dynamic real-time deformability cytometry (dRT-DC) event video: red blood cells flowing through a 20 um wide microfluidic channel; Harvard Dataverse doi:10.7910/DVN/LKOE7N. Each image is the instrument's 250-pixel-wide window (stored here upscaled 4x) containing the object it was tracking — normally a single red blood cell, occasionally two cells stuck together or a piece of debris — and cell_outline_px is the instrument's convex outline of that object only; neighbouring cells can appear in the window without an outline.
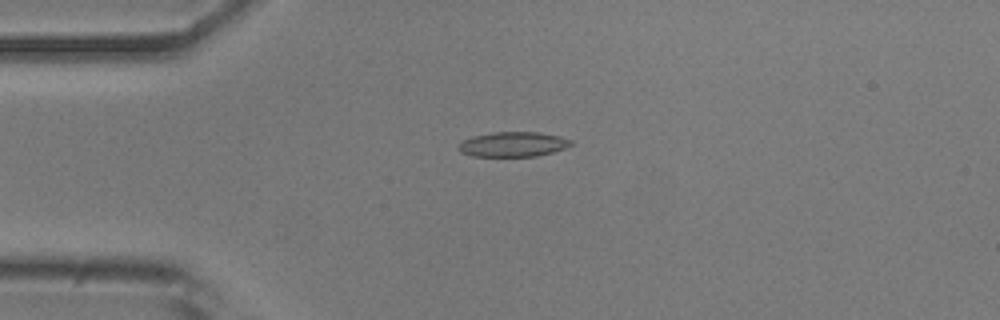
{"species": "common noctule bat (a hibernating species)", "species_latin": "Nyctalus noctula", "temperature_condition": "room temperature", "stored_images_in_passage": 46, "camera_frame_rate_fps": 3000, "um_per_image_px": 0.085, "animal": {"sex": "male", "body_mass_g": 20.5, "forearm_length_mm": 52.5}, "frame": {"image": 1, "passage_image": 12, "time_ms": 3.667, "image_size_px": [1000, 320], "cell_outline_px": [[572, 144], [564, 148], [552, 152], [536, 156], [472, 156], [460, 152], [460, 144], [464, 140], [472, 136], [492, 132], [536, 132], [560, 136], [572, 140]], "centroid_in_image_um": [43.62, 12.26], "position_along_channel_um": 41.4, "area_um2": 16.13}}
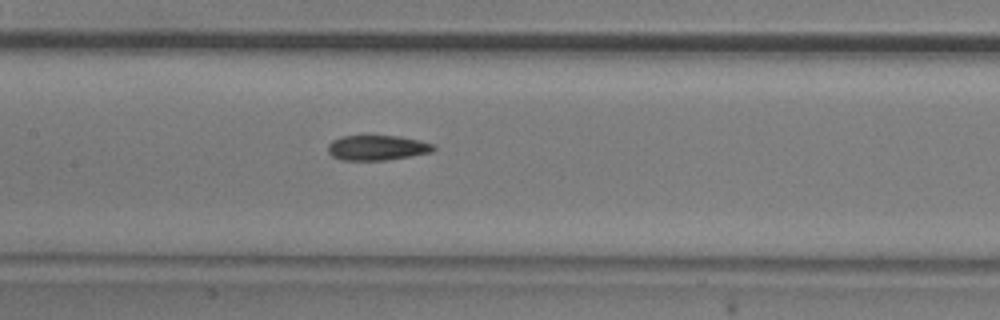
{"frame": {"image": 2, "passage_image": 24, "time_ms": 7.667, "image_size_px": [1000, 320], "cell_outline_px": [[436, 148], [432, 152], [384, 160], [340, 160], [332, 156], [328, 152], [328, 144], [332, 140], [340, 136], [400, 136], [420, 140], [436, 144]], "centroid_in_image_um": [32.06, 12.55], "position_along_channel_um": 175.3, "area_um2": 15.49}}
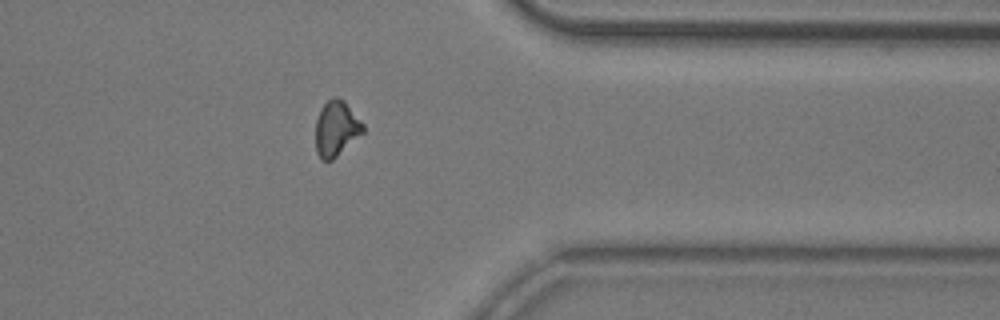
{"frame": {"image": 3, "passage_image": 41, "time_ms": 13.333, "image_size_px": [1000, 320], "cell_outline_px": [[364, 132], [332, 160], [320, 160], [316, 152], [316, 120], [320, 108], [332, 96], [336, 96], [344, 100], [364, 124]], "centroid_in_image_um": [28.57, 10.91], "position_along_channel_um": 382.8, "area_um2": 15.37}}